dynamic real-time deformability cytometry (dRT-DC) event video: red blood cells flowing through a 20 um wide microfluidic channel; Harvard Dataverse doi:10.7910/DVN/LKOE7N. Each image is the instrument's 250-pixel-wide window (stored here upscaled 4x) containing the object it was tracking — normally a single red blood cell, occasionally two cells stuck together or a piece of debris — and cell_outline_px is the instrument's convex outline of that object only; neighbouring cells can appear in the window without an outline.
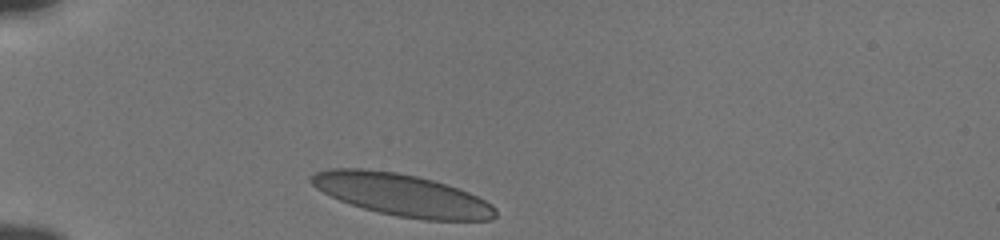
{"species": "human", "species_latin": "Homo sapiens", "temperature_condition": "cold", "stored_images_in_passage": 31, "camera_frame_rate_fps": 3000, "um_per_image_px": 0.085, "donor": {"sex": "male"}, "frame": {"image": 1, "passage_image": 1, "time_ms": 0.0, "image_size_px": [1000, 240], "cell_outline_px": [[496, 216], [492, 220], [424, 220], [396, 216], [364, 208], [340, 200], [316, 188], [308, 180], [308, 176], [316, 172], [328, 168], [364, 168], [396, 172], [416, 176], [432, 180], [468, 192], [492, 204], [496, 208]], "centroid_in_image_um": [34.14, 16.56], "position_along_channel_um": 50.9, "area_um2": 44.97}}
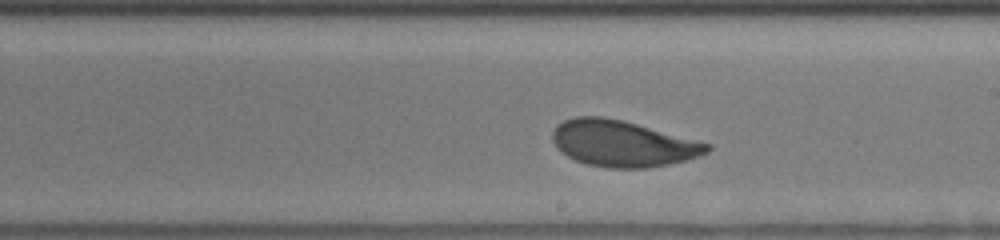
{"frame": {"image": 2, "passage_image": 18, "time_ms": 5.667, "image_size_px": [1000, 240], "cell_outline_px": [[712, 148], [708, 152], [700, 156], [688, 160], [648, 168], [608, 168], [588, 164], [576, 160], [560, 152], [556, 148], [552, 140], [552, 132], [556, 124], [564, 120], [576, 116], [604, 116], [624, 120], [712, 144]], "centroid_in_image_um": [52.92, 12.19], "position_along_channel_um": 236.1, "area_um2": 42.02}}
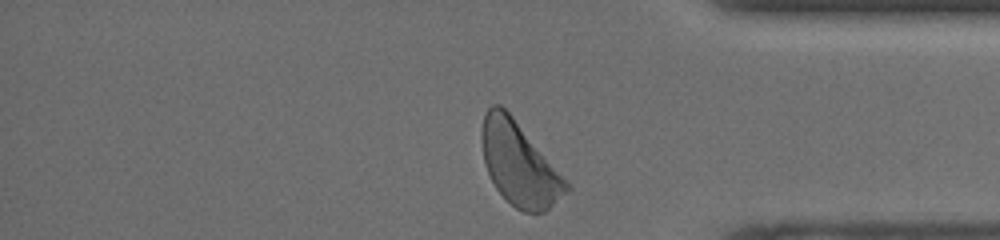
{"frame": {"image": 3, "passage_image": 31, "time_ms": 10.0, "image_size_px": [1000, 240], "cell_outline_px": [[572, 188], [568, 192], [544, 212], [536, 216], [524, 212], [516, 208], [496, 188], [488, 172], [484, 160], [480, 140], [480, 136], [484, 116], [488, 108], [492, 104], [500, 104], [512, 116], [572, 184]], "centroid_in_image_um": [44.17, 13.96], "position_along_channel_um": 391.0, "area_um2": 41.21}, "authors_computed_cell_mechanics": {"area_um2": 41.9628, "velocity_mm_per_s": 3.7925, "shape_relaxation_time_tau1_ms": 2.9169, "shape_relaxation_time_tau2_ms": 0.835, "deformation_change_tau1": 0.1223, "deformation_change_tau2": 0.0559}}